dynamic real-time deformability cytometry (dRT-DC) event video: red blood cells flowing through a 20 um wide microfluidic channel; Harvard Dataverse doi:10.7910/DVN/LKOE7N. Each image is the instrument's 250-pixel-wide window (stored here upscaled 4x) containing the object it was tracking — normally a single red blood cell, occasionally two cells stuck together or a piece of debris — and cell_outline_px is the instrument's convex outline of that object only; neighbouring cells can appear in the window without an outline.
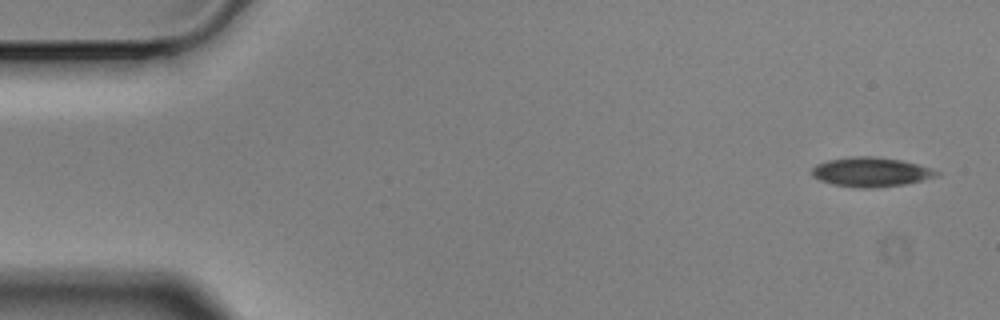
{"species": "Egyptian fruit bat (a non-hibernating species)", "species_latin": "Rousettus aegyptiacus", "temperature_condition": "cold", "stored_images_in_passage": 4, "camera_frame_rate_fps": 3000, "um_per_image_px": 0.085, "animal": {"sex": "male"}, "frame": {"image": 1, "passage_image": 1, "time_ms": 0.0, "image_size_px": [1000, 320], "cell_outline_px": [[940, 176], [904, 184], [872, 188], [860, 188], [832, 184], [820, 180], [812, 176], [812, 168], [816, 164], [828, 160], [856, 156], [872, 156], [900, 160], [916, 164], [940, 172]], "centroid_in_image_um": [74.01, 14.62], "position_along_channel_um": 11.0, "area_um2": 21.15}}
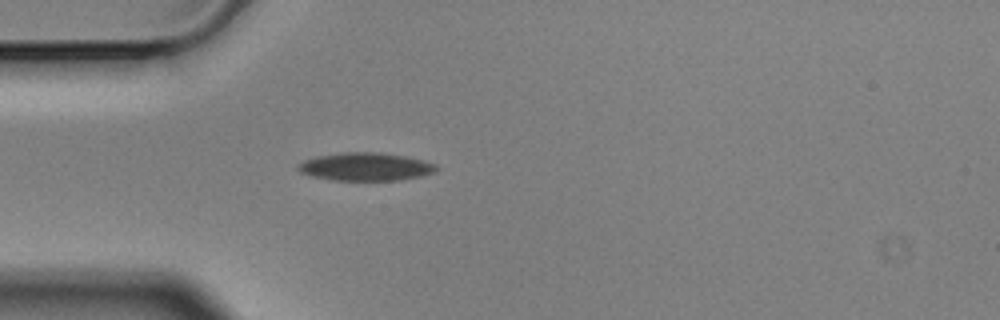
{"frame": {"image": 2, "passage_image": 4, "time_ms": 1.0, "image_size_px": [1000, 320], "cell_outline_px": [[440, 168], [436, 172], [420, 176], [396, 180], [332, 180], [308, 176], [300, 172], [296, 168], [304, 160], [316, 156], [340, 152], [380, 152], [404, 156], [424, 160], [436, 164]], "centroid_in_image_um": [31.07, 14.16], "position_along_channel_um": 53.9, "area_um2": 22.77}}